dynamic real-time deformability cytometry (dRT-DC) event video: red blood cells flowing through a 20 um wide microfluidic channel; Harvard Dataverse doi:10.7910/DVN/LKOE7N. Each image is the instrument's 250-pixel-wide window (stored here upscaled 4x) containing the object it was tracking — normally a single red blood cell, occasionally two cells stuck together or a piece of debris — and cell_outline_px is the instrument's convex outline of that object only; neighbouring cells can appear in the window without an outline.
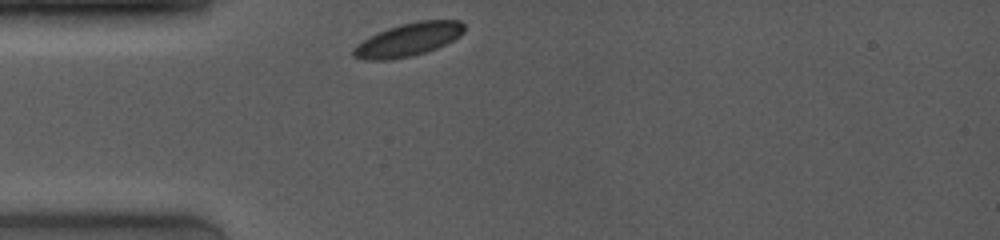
{"species": "common noctule bat (a hibernating species)", "species_latin": "Nyctalus noctula", "temperature_condition": "room temperature", "stored_images_in_passage": 48, "camera_frame_rate_fps": 4000, "um_per_image_px": 0.085, "animal": {"sex": "female", "body_mass_g": 19.0, "forearm_length_mm": 53.3}, "frame": {"image": 1, "passage_image": 1, "time_ms": 0.0, "image_size_px": [1000, 240], "cell_outline_px": [[464, 32], [460, 36], [436, 48], [412, 56], [392, 60], [364, 60], [352, 56], [352, 48], [364, 40], [388, 28], [420, 20], [460, 20], [464, 24]], "centroid_in_image_um": [34.71, 3.38], "position_along_channel_um": 50.3, "area_um2": 21.15}}
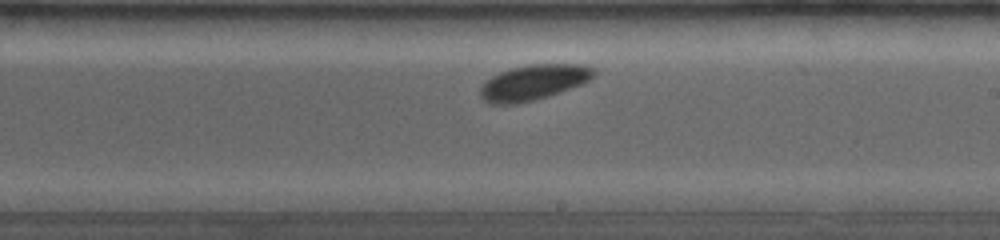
{"frame": {"image": 2, "passage_image": 22, "time_ms": 5.25, "image_size_px": [1000, 240], "cell_outline_px": [[596, 76], [580, 84], [548, 96], [516, 104], [492, 104], [484, 100], [480, 96], [480, 88], [492, 76], [500, 72], [512, 68], [528, 64], [580, 64], [596, 68]], "centroid_in_image_um": [45.37, 6.99], "position_along_channel_um": 243.6, "area_um2": 23.18}}
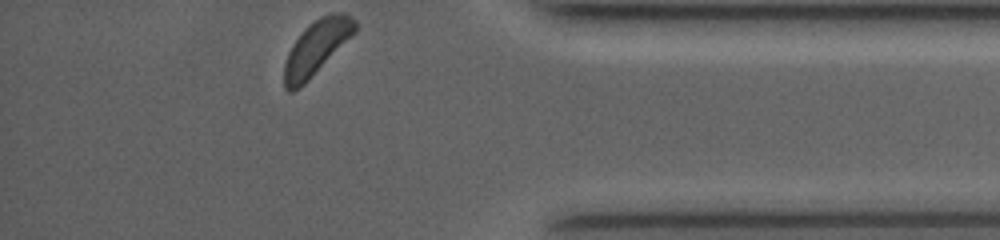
{"frame": {"image": 3, "passage_image": 47, "time_ms": 9.75, "image_size_px": [1000, 240], "cell_outline_px": [[356, 32], [300, 88], [292, 92], [288, 92], [284, 88], [284, 64], [288, 52], [304, 28], [308, 24], [320, 16], [332, 12], [344, 12], [352, 16], [356, 20]], "centroid_in_image_um": [26.91, 4.02], "position_along_channel_um": 408.3, "area_um2": 22.37}}